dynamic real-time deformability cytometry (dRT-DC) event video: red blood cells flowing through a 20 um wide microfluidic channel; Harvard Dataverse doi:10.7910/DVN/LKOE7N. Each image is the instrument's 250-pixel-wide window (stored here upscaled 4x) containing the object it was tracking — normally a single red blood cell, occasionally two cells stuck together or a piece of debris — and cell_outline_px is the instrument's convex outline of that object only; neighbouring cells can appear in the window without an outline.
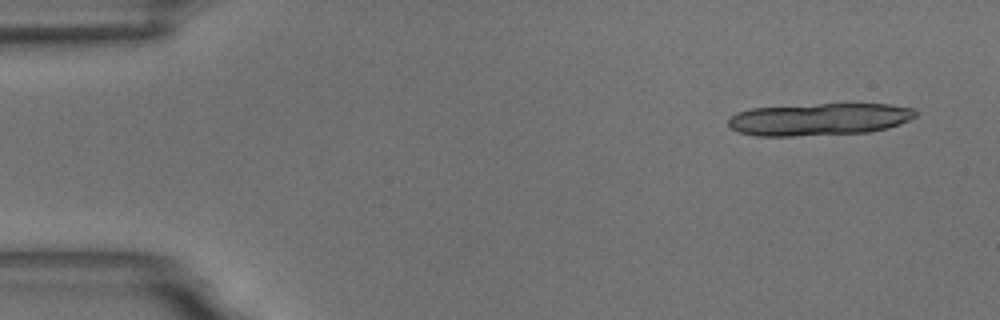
{"species": "common noctule bat (a hibernating species)", "species_latin": "Nyctalus noctula", "temperature_condition": "room temperature", "stored_images_in_passage": 21, "camera_frame_rate_fps": 3000, "um_per_image_px": 0.085, "animal": {"sex": "male", "body_mass_g": 18.8}, "frame": {"image": 1, "passage_image": 1, "time_ms": 0.0, "image_size_px": [1000, 320], "cell_outline_px": [[916, 116], [900, 124], [888, 128], [868, 132], [792, 136], [756, 136], [736, 132], [728, 124], [728, 120], [736, 112], [752, 108], [816, 104], [888, 104], [912, 108], [916, 112]], "centroid_in_image_um": [69.6, 10.14], "position_along_channel_um": 15.4, "area_um2": 35.2}}